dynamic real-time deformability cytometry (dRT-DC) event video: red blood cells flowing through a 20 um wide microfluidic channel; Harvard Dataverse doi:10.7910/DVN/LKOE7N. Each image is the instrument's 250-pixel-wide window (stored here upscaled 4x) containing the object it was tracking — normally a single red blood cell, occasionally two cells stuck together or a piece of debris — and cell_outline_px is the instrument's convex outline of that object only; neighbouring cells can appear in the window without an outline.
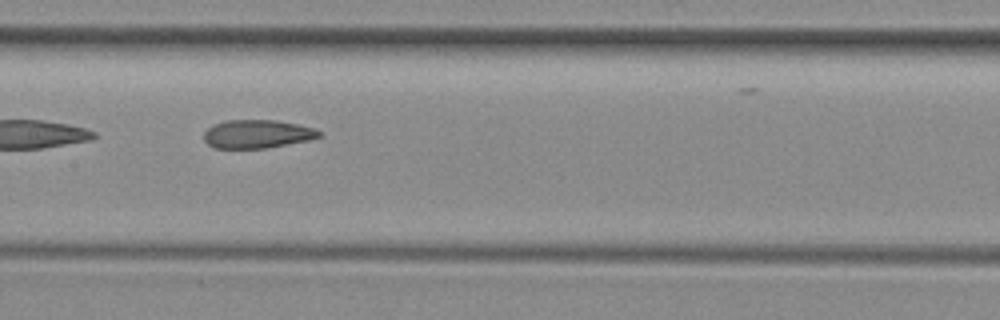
{"species": "common noctule bat (a hibernating species)", "species_latin": "Nyctalus noctula", "temperature_condition": "room temperature", "stored_images_in_passage": 34, "camera_frame_rate_fps": 3000, "um_per_image_px": 0.085, "animal": {"sex": "female", "body_mass_g": 29.2, "forearm_length_mm": 56.3}, "frame": {"image": 1, "passage_image": 10, "time_ms": 3.0, "image_size_px": [1000, 320], "cell_outline_px": [[320, 136], [308, 140], [264, 148], [212, 148], [204, 140], [204, 132], [208, 128], [224, 120], [276, 120], [300, 124], [312, 128], [320, 132]], "centroid_in_image_um": [21.83, 11.38], "position_along_channel_um": 185.6, "area_um2": 18.9}, "authors_computed_cell_mechanics": {"area_um2": 20.1433, "velocity_mm_per_s": 3.9934, "shape_relaxation_time_tau1_ms": null, "shape_relaxation_time_tau2_ms": 2.9838, "deformation_change_tau1": null, "deformation_change_tau2": 0.0947}}